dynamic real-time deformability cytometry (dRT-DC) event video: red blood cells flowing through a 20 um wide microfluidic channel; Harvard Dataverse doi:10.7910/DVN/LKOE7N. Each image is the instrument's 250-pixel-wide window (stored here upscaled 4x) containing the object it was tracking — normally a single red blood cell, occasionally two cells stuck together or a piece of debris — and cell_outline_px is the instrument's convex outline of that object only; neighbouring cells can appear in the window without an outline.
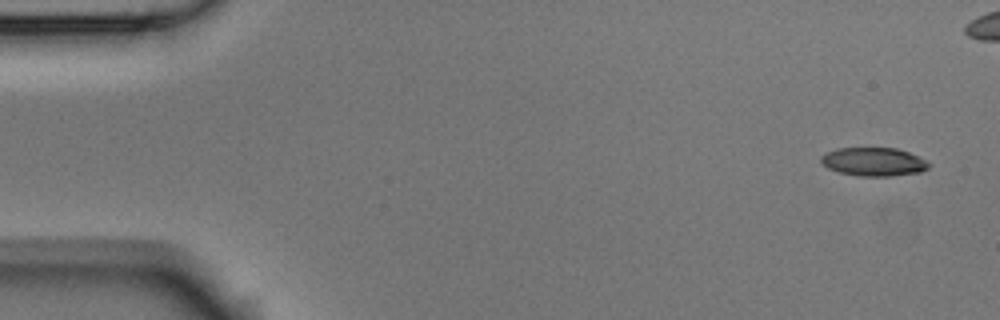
{"species": "Egyptian fruit bat (a non-hibernating species)", "species_latin": "Rousettus aegyptiacus", "temperature_condition": "room temperature", "stored_images_in_passage": 7, "segment_of_instrument_passage": [1, 2], "camera_frame_rate_fps": 3000, "um_per_image_px": 0.085, "animal": {"sex": "male"}, "frame": {"image": 1, "passage_image": 1, "time_ms": 0.0, "image_size_px": [1000, 320], "cell_outline_px": [[932, 164], [928, 168], [920, 172], [888, 176], [860, 176], [840, 172], [828, 168], [820, 160], [820, 156], [824, 152], [836, 148], [896, 148], [908, 152]], "centroid_in_image_um": [74.23, 13.74], "position_along_channel_um": 10.8, "area_um2": 17.8}}
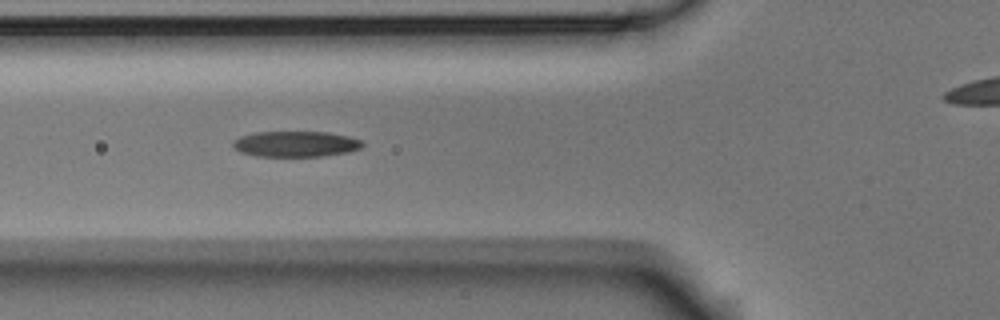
{"frame": {"image": 2, "passage_image": 5, "time_ms": 1.333, "image_size_px": [1000, 320], "cell_outline_px": [[364, 144], [360, 148], [348, 152], [320, 156], [256, 156], [240, 152], [232, 148], [232, 140], [240, 136], [252, 132], [328, 132], [348, 136], [360, 140]], "centroid_in_image_um": [25.07, 12.23], "position_along_channel_um": 100.7, "area_um2": 19.48}}
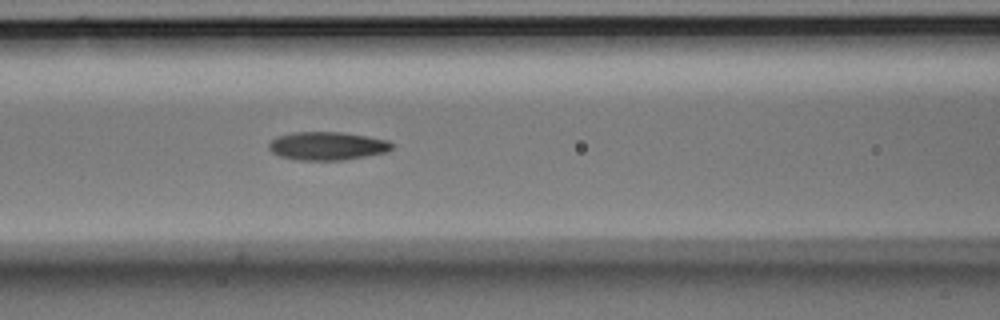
{"frame": {"image": 3, "passage_image": 6, "time_ms": 1.667, "image_size_px": [1000, 320], "cell_outline_px": [[392, 148], [388, 152], [340, 160], [296, 160], [280, 156], [272, 152], [268, 148], [268, 144], [276, 136], [292, 132], [340, 132], [388, 140], [392, 144]], "centroid_in_image_um": [27.77, 12.4], "position_along_channel_um": 138.8, "area_um2": 20.17}}